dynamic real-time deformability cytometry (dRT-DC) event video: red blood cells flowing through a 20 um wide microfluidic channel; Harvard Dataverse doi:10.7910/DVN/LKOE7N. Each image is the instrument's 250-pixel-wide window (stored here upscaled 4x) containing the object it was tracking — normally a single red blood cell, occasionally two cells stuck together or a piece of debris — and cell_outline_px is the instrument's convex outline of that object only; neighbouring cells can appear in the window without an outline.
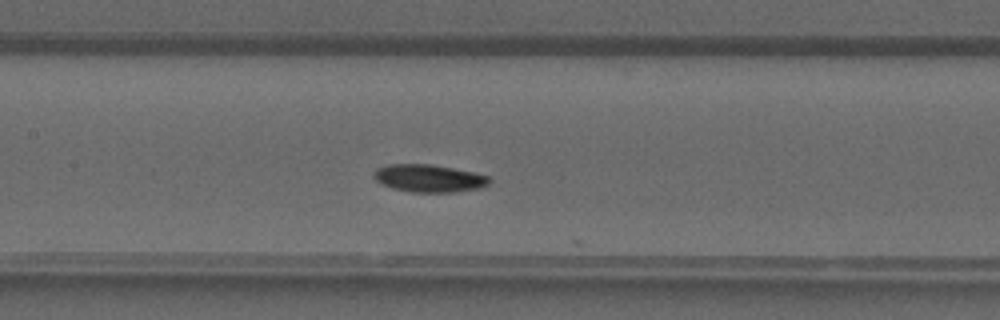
{"species": "common noctule bat (a hibernating species)", "species_latin": "Nyctalus noctula", "temperature_condition": "warm", "stored_images_in_passage": 28, "camera_frame_rate_fps": 3000, "um_per_image_px": 0.085, "animal": {"sex": "male", "forearm_length_mm": 52.5}, "frame": {"image": 1, "passage_image": 7, "time_ms": 2.0, "image_size_px": [1000, 320], "cell_outline_px": [[492, 180], [488, 184], [480, 188], [456, 192], [412, 192], [392, 188], [380, 184], [376, 180], [376, 168], [388, 164], [428, 164], [452, 168], [472, 172], [488, 176]], "centroid_in_image_um": [36.47, 15.16], "position_along_channel_um": 170.9, "area_um2": 18.44}}
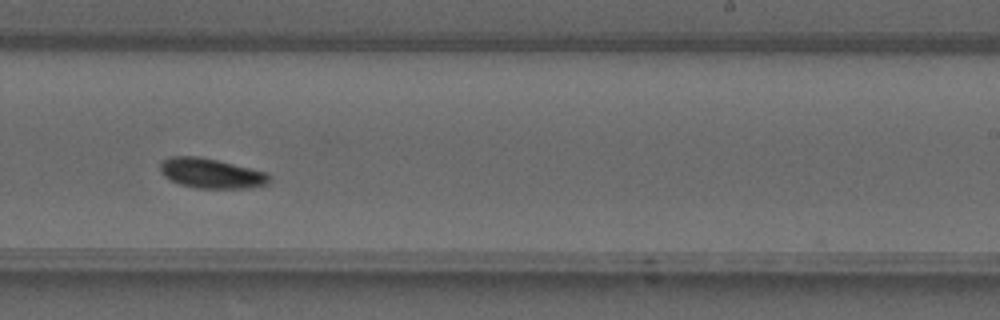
{"frame": {"image": 2, "passage_image": 13, "time_ms": 4.0, "image_size_px": [1000, 320], "cell_outline_px": [[272, 176], [268, 184], [248, 188], [196, 188], [180, 184], [164, 176], [160, 172], [160, 160], [172, 156], [200, 156], [268, 172]], "centroid_in_image_um": [17.97, 14.72], "position_along_channel_um": 271.0, "area_um2": 19.19}}
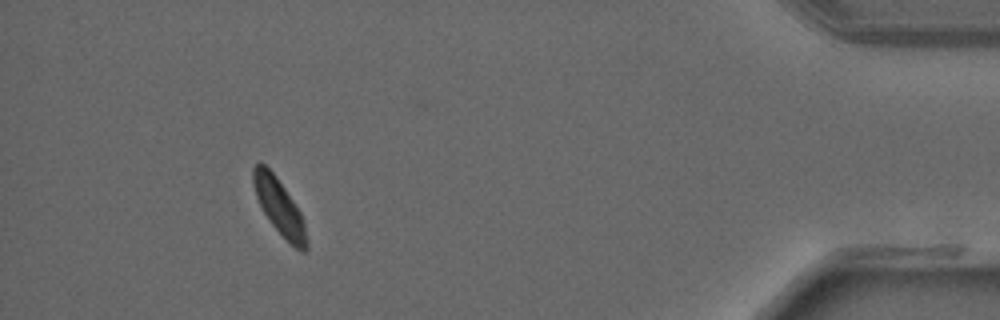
{"frame": {"image": 3, "passage_image": 25, "time_ms": 8.0, "image_size_px": [1000, 320], "cell_outline_px": [[308, 248], [304, 252], [300, 252], [272, 224], [264, 212], [256, 196], [252, 184], [252, 168], [260, 160], [276, 176], [300, 212], [304, 220], [308, 244]], "centroid_in_image_um": [23.73, 17.55], "position_along_channel_um": 411.5, "area_um2": 17.05}}